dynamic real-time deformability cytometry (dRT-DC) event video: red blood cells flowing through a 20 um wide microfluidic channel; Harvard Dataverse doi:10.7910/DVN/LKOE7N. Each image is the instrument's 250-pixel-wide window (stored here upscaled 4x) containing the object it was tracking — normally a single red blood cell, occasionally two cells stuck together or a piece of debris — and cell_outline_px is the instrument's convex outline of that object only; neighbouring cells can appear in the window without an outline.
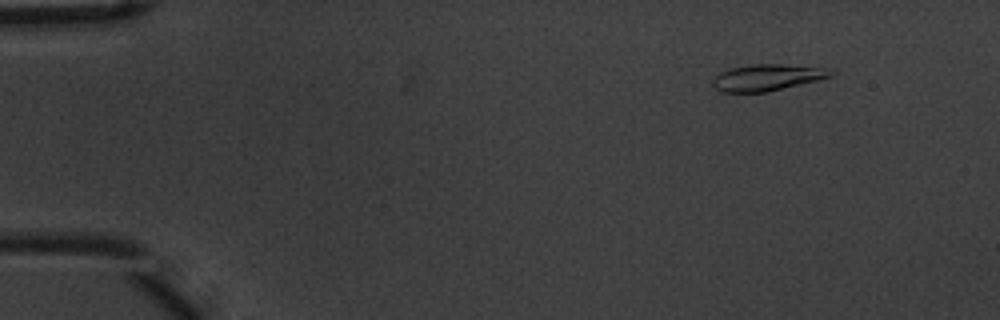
{"species": "common noctule bat (a hibernating species)", "species_latin": "Nyctalus noctula", "temperature_condition": "warm", "stored_images_in_passage": 56, "camera_frame_rate_fps": 3000, "um_per_image_px": 0.085, "animal": {"sex": "male", "body_mass_g": 20.1, "forearm_length_mm": 53.5}, "frame": {"image": 1, "passage_image": 7, "time_ms": 2.0, "image_size_px": [1000, 320], "cell_outline_px": [[836, 72], [832, 76], [768, 92], [720, 92], [712, 84], [712, 80], [720, 72], [728, 68], [752, 64], [784, 64], [836, 68]], "centroid_in_image_um": [65.26, 6.56], "position_along_channel_um": 19.7, "area_um2": 18.5}}
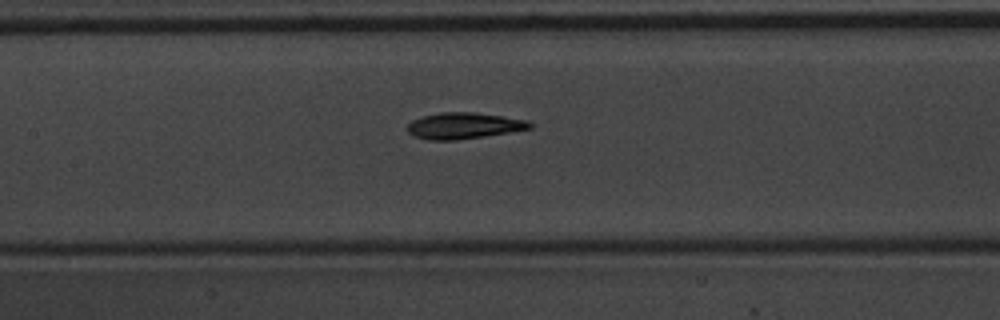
{"frame": {"image": 2, "passage_image": 27, "time_ms": 8.667, "image_size_px": [1000, 320], "cell_outline_px": [[532, 128], [484, 136], [456, 140], [428, 140], [412, 136], [408, 132], [408, 124], [412, 120], [424, 116], [440, 112], [476, 112], [528, 120], [532, 124]], "centroid_in_image_um": [39.4, 10.68], "position_along_channel_um": 168.0, "area_um2": 18.67}}
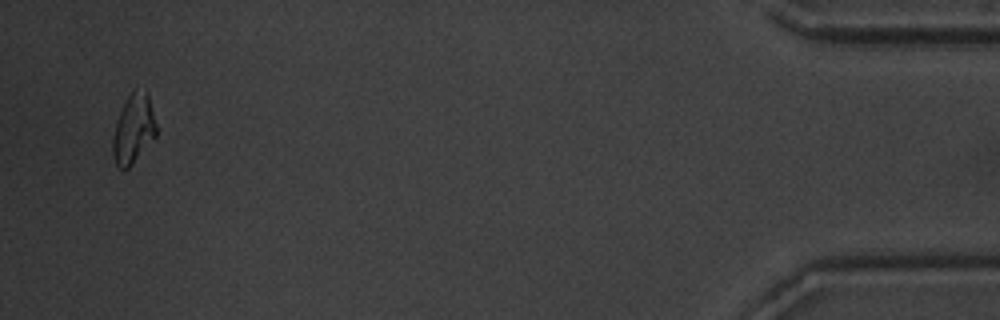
{"frame": {"image": 3, "passage_image": 54, "time_ms": 17.667, "image_size_px": [1000, 320], "cell_outline_px": [[156, 136], [132, 164], [128, 168], [120, 168], [116, 164], [112, 156], [112, 140], [116, 124], [120, 112], [132, 88], [148, 92], [156, 124]], "centroid_in_image_um": [11.35, 10.95], "position_along_channel_um": 423.9, "area_um2": 17.4}, "authors_computed_cell_mechanics": {"area_um2": 18.2937, "velocity_mm_per_s": 3.7049, "shape_relaxation_time_tau1_ms": 5.6984, "shape_relaxation_time_tau2_ms": 2.3583, "deformation_change_tau1": 0.191, "deformation_change_tau2": 0.0735}}